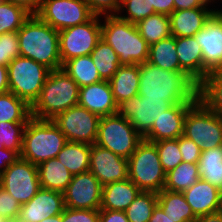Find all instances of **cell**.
Segmentation results:
<instances>
[{
  "label": "cell",
  "mask_w": 222,
  "mask_h": 222,
  "mask_svg": "<svg viewBox=\"0 0 222 222\" xmlns=\"http://www.w3.org/2000/svg\"><path fill=\"white\" fill-rule=\"evenodd\" d=\"M141 99H161L168 103H195L198 84L184 71H168L149 62L139 65Z\"/></svg>",
  "instance_id": "cell-1"
},
{
  "label": "cell",
  "mask_w": 222,
  "mask_h": 222,
  "mask_svg": "<svg viewBox=\"0 0 222 222\" xmlns=\"http://www.w3.org/2000/svg\"><path fill=\"white\" fill-rule=\"evenodd\" d=\"M20 56L45 65L50 70L62 67L59 53V31L31 15L17 31Z\"/></svg>",
  "instance_id": "cell-2"
},
{
  "label": "cell",
  "mask_w": 222,
  "mask_h": 222,
  "mask_svg": "<svg viewBox=\"0 0 222 222\" xmlns=\"http://www.w3.org/2000/svg\"><path fill=\"white\" fill-rule=\"evenodd\" d=\"M102 18L101 39L117 53L121 65L147 62L150 45L141 37L136 24L117 15H103Z\"/></svg>",
  "instance_id": "cell-3"
},
{
  "label": "cell",
  "mask_w": 222,
  "mask_h": 222,
  "mask_svg": "<svg viewBox=\"0 0 222 222\" xmlns=\"http://www.w3.org/2000/svg\"><path fill=\"white\" fill-rule=\"evenodd\" d=\"M79 102L78 84L63 70H51L40 95L31 106V117L52 120Z\"/></svg>",
  "instance_id": "cell-4"
},
{
  "label": "cell",
  "mask_w": 222,
  "mask_h": 222,
  "mask_svg": "<svg viewBox=\"0 0 222 222\" xmlns=\"http://www.w3.org/2000/svg\"><path fill=\"white\" fill-rule=\"evenodd\" d=\"M67 139L52 120L31 117L24 129L20 157L34 165L56 158Z\"/></svg>",
  "instance_id": "cell-5"
},
{
  "label": "cell",
  "mask_w": 222,
  "mask_h": 222,
  "mask_svg": "<svg viewBox=\"0 0 222 222\" xmlns=\"http://www.w3.org/2000/svg\"><path fill=\"white\" fill-rule=\"evenodd\" d=\"M128 178L144 192L164 189L166 172L152 142L143 140L128 158Z\"/></svg>",
  "instance_id": "cell-6"
},
{
  "label": "cell",
  "mask_w": 222,
  "mask_h": 222,
  "mask_svg": "<svg viewBox=\"0 0 222 222\" xmlns=\"http://www.w3.org/2000/svg\"><path fill=\"white\" fill-rule=\"evenodd\" d=\"M7 69L9 92L31 107L38 99L51 70L41 63L22 56L12 60Z\"/></svg>",
  "instance_id": "cell-7"
},
{
  "label": "cell",
  "mask_w": 222,
  "mask_h": 222,
  "mask_svg": "<svg viewBox=\"0 0 222 222\" xmlns=\"http://www.w3.org/2000/svg\"><path fill=\"white\" fill-rule=\"evenodd\" d=\"M143 140L129 120L118 113L100 118L96 145L128 159Z\"/></svg>",
  "instance_id": "cell-8"
},
{
  "label": "cell",
  "mask_w": 222,
  "mask_h": 222,
  "mask_svg": "<svg viewBox=\"0 0 222 222\" xmlns=\"http://www.w3.org/2000/svg\"><path fill=\"white\" fill-rule=\"evenodd\" d=\"M183 135L202 151L222 146V117L198 99L187 111Z\"/></svg>",
  "instance_id": "cell-9"
},
{
  "label": "cell",
  "mask_w": 222,
  "mask_h": 222,
  "mask_svg": "<svg viewBox=\"0 0 222 222\" xmlns=\"http://www.w3.org/2000/svg\"><path fill=\"white\" fill-rule=\"evenodd\" d=\"M101 17L59 31L61 64L71 58L90 55L101 40Z\"/></svg>",
  "instance_id": "cell-10"
},
{
  "label": "cell",
  "mask_w": 222,
  "mask_h": 222,
  "mask_svg": "<svg viewBox=\"0 0 222 222\" xmlns=\"http://www.w3.org/2000/svg\"><path fill=\"white\" fill-rule=\"evenodd\" d=\"M37 16L61 31L89 21L95 14L85 0H43Z\"/></svg>",
  "instance_id": "cell-11"
},
{
  "label": "cell",
  "mask_w": 222,
  "mask_h": 222,
  "mask_svg": "<svg viewBox=\"0 0 222 222\" xmlns=\"http://www.w3.org/2000/svg\"><path fill=\"white\" fill-rule=\"evenodd\" d=\"M100 116L79 105L70 107L52 119L67 141L93 145L98 134Z\"/></svg>",
  "instance_id": "cell-12"
},
{
  "label": "cell",
  "mask_w": 222,
  "mask_h": 222,
  "mask_svg": "<svg viewBox=\"0 0 222 222\" xmlns=\"http://www.w3.org/2000/svg\"><path fill=\"white\" fill-rule=\"evenodd\" d=\"M0 186L21 205L29 202L41 188L37 165L19 157L0 176Z\"/></svg>",
  "instance_id": "cell-13"
},
{
  "label": "cell",
  "mask_w": 222,
  "mask_h": 222,
  "mask_svg": "<svg viewBox=\"0 0 222 222\" xmlns=\"http://www.w3.org/2000/svg\"><path fill=\"white\" fill-rule=\"evenodd\" d=\"M178 103H168L161 99H141L139 95L118 104L117 113L129 120L135 130L144 137L154 122Z\"/></svg>",
  "instance_id": "cell-14"
},
{
  "label": "cell",
  "mask_w": 222,
  "mask_h": 222,
  "mask_svg": "<svg viewBox=\"0 0 222 222\" xmlns=\"http://www.w3.org/2000/svg\"><path fill=\"white\" fill-rule=\"evenodd\" d=\"M202 49V80L222 70V18L215 12L194 35Z\"/></svg>",
  "instance_id": "cell-15"
},
{
  "label": "cell",
  "mask_w": 222,
  "mask_h": 222,
  "mask_svg": "<svg viewBox=\"0 0 222 222\" xmlns=\"http://www.w3.org/2000/svg\"><path fill=\"white\" fill-rule=\"evenodd\" d=\"M102 188L98 179L90 172L72 176L64 194L65 207L71 209H100Z\"/></svg>",
  "instance_id": "cell-16"
},
{
  "label": "cell",
  "mask_w": 222,
  "mask_h": 222,
  "mask_svg": "<svg viewBox=\"0 0 222 222\" xmlns=\"http://www.w3.org/2000/svg\"><path fill=\"white\" fill-rule=\"evenodd\" d=\"M89 171L102 186L128 178V159L96 144L90 145Z\"/></svg>",
  "instance_id": "cell-17"
},
{
  "label": "cell",
  "mask_w": 222,
  "mask_h": 222,
  "mask_svg": "<svg viewBox=\"0 0 222 222\" xmlns=\"http://www.w3.org/2000/svg\"><path fill=\"white\" fill-rule=\"evenodd\" d=\"M64 208L63 193L40 188L29 202L21 205L18 218L24 222H40L62 214Z\"/></svg>",
  "instance_id": "cell-18"
},
{
  "label": "cell",
  "mask_w": 222,
  "mask_h": 222,
  "mask_svg": "<svg viewBox=\"0 0 222 222\" xmlns=\"http://www.w3.org/2000/svg\"><path fill=\"white\" fill-rule=\"evenodd\" d=\"M194 103H178L167 111L162 112L161 116L154 122L150 131L143 137L149 142L161 140L177 139L184 133V120L188 109Z\"/></svg>",
  "instance_id": "cell-19"
},
{
  "label": "cell",
  "mask_w": 222,
  "mask_h": 222,
  "mask_svg": "<svg viewBox=\"0 0 222 222\" xmlns=\"http://www.w3.org/2000/svg\"><path fill=\"white\" fill-rule=\"evenodd\" d=\"M78 105L100 117L115 114L118 110L109 81L106 80L79 88Z\"/></svg>",
  "instance_id": "cell-20"
},
{
  "label": "cell",
  "mask_w": 222,
  "mask_h": 222,
  "mask_svg": "<svg viewBox=\"0 0 222 222\" xmlns=\"http://www.w3.org/2000/svg\"><path fill=\"white\" fill-rule=\"evenodd\" d=\"M183 194L196 217L222 210V191L209 182L199 179Z\"/></svg>",
  "instance_id": "cell-21"
},
{
  "label": "cell",
  "mask_w": 222,
  "mask_h": 222,
  "mask_svg": "<svg viewBox=\"0 0 222 222\" xmlns=\"http://www.w3.org/2000/svg\"><path fill=\"white\" fill-rule=\"evenodd\" d=\"M216 12L210 7H198L173 11L170 17L171 35L175 37L194 36Z\"/></svg>",
  "instance_id": "cell-22"
},
{
  "label": "cell",
  "mask_w": 222,
  "mask_h": 222,
  "mask_svg": "<svg viewBox=\"0 0 222 222\" xmlns=\"http://www.w3.org/2000/svg\"><path fill=\"white\" fill-rule=\"evenodd\" d=\"M140 192L129 178L106 184L102 188L100 209L125 211Z\"/></svg>",
  "instance_id": "cell-23"
},
{
  "label": "cell",
  "mask_w": 222,
  "mask_h": 222,
  "mask_svg": "<svg viewBox=\"0 0 222 222\" xmlns=\"http://www.w3.org/2000/svg\"><path fill=\"white\" fill-rule=\"evenodd\" d=\"M180 68L197 84L202 81V49L194 36L176 37Z\"/></svg>",
  "instance_id": "cell-24"
},
{
  "label": "cell",
  "mask_w": 222,
  "mask_h": 222,
  "mask_svg": "<svg viewBox=\"0 0 222 222\" xmlns=\"http://www.w3.org/2000/svg\"><path fill=\"white\" fill-rule=\"evenodd\" d=\"M139 80L138 64L119 66L117 72L109 80L117 104L138 95Z\"/></svg>",
  "instance_id": "cell-25"
},
{
  "label": "cell",
  "mask_w": 222,
  "mask_h": 222,
  "mask_svg": "<svg viewBox=\"0 0 222 222\" xmlns=\"http://www.w3.org/2000/svg\"><path fill=\"white\" fill-rule=\"evenodd\" d=\"M37 170L41 188L61 193L66 191L73 176L58 158L40 163Z\"/></svg>",
  "instance_id": "cell-26"
},
{
  "label": "cell",
  "mask_w": 222,
  "mask_h": 222,
  "mask_svg": "<svg viewBox=\"0 0 222 222\" xmlns=\"http://www.w3.org/2000/svg\"><path fill=\"white\" fill-rule=\"evenodd\" d=\"M158 196V205L175 222H194L197 218L187 203L183 192L163 189Z\"/></svg>",
  "instance_id": "cell-27"
},
{
  "label": "cell",
  "mask_w": 222,
  "mask_h": 222,
  "mask_svg": "<svg viewBox=\"0 0 222 222\" xmlns=\"http://www.w3.org/2000/svg\"><path fill=\"white\" fill-rule=\"evenodd\" d=\"M56 158L72 175L88 172L90 165V145L68 141Z\"/></svg>",
  "instance_id": "cell-28"
},
{
  "label": "cell",
  "mask_w": 222,
  "mask_h": 222,
  "mask_svg": "<svg viewBox=\"0 0 222 222\" xmlns=\"http://www.w3.org/2000/svg\"><path fill=\"white\" fill-rule=\"evenodd\" d=\"M147 62L168 71H183L177 56L176 37L171 35L151 44Z\"/></svg>",
  "instance_id": "cell-29"
},
{
  "label": "cell",
  "mask_w": 222,
  "mask_h": 222,
  "mask_svg": "<svg viewBox=\"0 0 222 222\" xmlns=\"http://www.w3.org/2000/svg\"><path fill=\"white\" fill-rule=\"evenodd\" d=\"M63 69L79 88L102 81L90 55L74 57L62 64Z\"/></svg>",
  "instance_id": "cell-30"
},
{
  "label": "cell",
  "mask_w": 222,
  "mask_h": 222,
  "mask_svg": "<svg viewBox=\"0 0 222 222\" xmlns=\"http://www.w3.org/2000/svg\"><path fill=\"white\" fill-rule=\"evenodd\" d=\"M200 179L222 191V146L201 152L198 162Z\"/></svg>",
  "instance_id": "cell-31"
},
{
  "label": "cell",
  "mask_w": 222,
  "mask_h": 222,
  "mask_svg": "<svg viewBox=\"0 0 222 222\" xmlns=\"http://www.w3.org/2000/svg\"><path fill=\"white\" fill-rule=\"evenodd\" d=\"M198 99L222 117V70L209 74L198 84Z\"/></svg>",
  "instance_id": "cell-32"
},
{
  "label": "cell",
  "mask_w": 222,
  "mask_h": 222,
  "mask_svg": "<svg viewBox=\"0 0 222 222\" xmlns=\"http://www.w3.org/2000/svg\"><path fill=\"white\" fill-rule=\"evenodd\" d=\"M200 179L198 164L181 162L166 173L164 189L184 192Z\"/></svg>",
  "instance_id": "cell-33"
},
{
  "label": "cell",
  "mask_w": 222,
  "mask_h": 222,
  "mask_svg": "<svg viewBox=\"0 0 222 222\" xmlns=\"http://www.w3.org/2000/svg\"><path fill=\"white\" fill-rule=\"evenodd\" d=\"M136 27L149 45L171 36L170 17L162 13H154L144 18Z\"/></svg>",
  "instance_id": "cell-34"
},
{
  "label": "cell",
  "mask_w": 222,
  "mask_h": 222,
  "mask_svg": "<svg viewBox=\"0 0 222 222\" xmlns=\"http://www.w3.org/2000/svg\"><path fill=\"white\" fill-rule=\"evenodd\" d=\"M90 57L102 80L109 81L121 65L117 53L103 39L97 43Z\"/></svg>",
  "instance_id": "cell-35"
},
{
  "label": "cell",
  "mask_w": 222,
  "mask_h": 222,
  "mask_svg": "<svg viewBox=\"0 0 222 222\" xmlns=\"http://www.w3.org/2000/svg\"><path fill=\"white\" fill-rule=\"evenodd\" d=\"M31 107L12 92L0 94V122H28Z\"/></svg>",
  "instance_id": "cell-36"
},
{
  "label": "cell",
  "mask_w": 222,
  "mask_h": 222,
  "mask_svg": "<svg viewBox=\"0 0 222 222\" xmlns=\"http://www.w3.org/2000/svg\"><path fill=\"white\" fill-rule=\"evenodd\" d=\"M157 204V193L141 191L124 212L129 222H149Z\"/></svg>",
  "instance_id": "cell-37"
},
{
  "label": "cell",
  "mask_w": 222,
  "mask_h": 222,
  "mask_svg": "<svg viewBox=\"0 0 222 222\" xmlns=\"http://www.w3.org/2000/svg\"><path fill=\"white\" fill-rule=\"evenodd\" d=\"M25 9L15 4L1 0L0 1V34L18 31L24 23L30 18Z\"/></svg>",
  "instance_id": "cell-38"
},
{
  "label": "cell",
  "mask_w": 222,
  "mask_h": 222,
  "mask_svg": "<svg viewBox=\"0 0 222 222\" xmlns=\"http://www.w3.org/2000/svg\"><path fill=\"white\" fill-rule=\"evenodd\" d=\"M27 122H0V146L21 155Z\"/></svg>",
  "instance_id": "cell-39"
},
{
  "label": "cell",
  "mask_w": 222,
  "mask_h": 222,
  "mask_svg": "<svg viewBox=\"0 0 222 222\" xmlns=\"http://www.w3.org/2000/svg\"><path fill=\"white\" fill-rule=\"evenodd\" d=\"M152 143L156 146L161 165L166 173L182 162V155L178 146V138Z\"/></svg>",
  "instance_id": "cell-40"
},
{
  "label": "cell",
  "mask_w": 222,
  "mask_h": 222,
  "mask_svg": "<svg viewBox=\"0 0 222 222\" xmlns=\"http://www.w3.org/2000/svg\"><path fill=\"white\" fill-rule=\"evenodd\" d=\"M123 12L125 13L124 15L122 14ZM154 13V9L149 8L145 0H121V6L116 15L122 20L137 24Z\"/></svg>",
  "instance_id": "cell-41"
},
{
  "label": "cell",
  "mask_w": 222,
  "mask_h": 222,
  "mask_svg": "<svg viewBox=\"0 0 222 222\" xmlns=\"http://www.w3.org/2000/svg\"><path fill=\"white\" fill-rule=\"evenodd\" d=\"M19 56L17 31L0 34V65L8 66L12 60Z\"/></svg>",
  "instance_id": "cell-42"
},
{
  "label": "cell",
  "mask_w": 222,
  "mask_h": 222,
  "mask_svg": "<svg viewBox=\"0 0 222 222\" xmlns=\"http://www.w3.org/2000/svg\"><path fill=\"white\" fill-rule=\"evenodd\" d=\"M62 222H99V209H71L65 207Z\"/></svg>",
  "instance_id": "cell-43"
},
{
  "label": "cell",
  "mask_w": 222,
  "mask_h": 222,
  "mask_svg": "<svg viewBox=\"0 0 222 222\" xmlns=\"http://www.w3.org/2000/svg\"><path fill=\"white\" fill-rule=\"evenodd\" d=\"M21 204L0 186V217L9 220L18 218Z\"/></svg>",
  "instance_id": "cell-44"
},
{
  "label": "cell",
  "mask_w": 222,
  "mask_h": 222,
  "mask_svg": "<svg viewBox=\"0 0 222 222\" xmlns=\"http://www.w3.org/2000/svg\"><path fill=\"white\" fill-rule=\"evenodd\" d=\"M178 146L183 162L198 164L202 150L193 140L182 135L178 138Z\"/></svg>",
  "instance_id": "cell-45"
},
{
  "label": "cell",
  "mask_w": 222,
  "mask_h": 222,
  "mask_svg": "<svg viewBox=\"0 0 222 222\" xmlns=\"http://www.w3.org/2000/svg\"><path fill=\"white\" fill-rule=\"evenodd\" d=\"M95 15H116L121 6V0H85Z\"/></svg>",
  "instance_id": "cell-46"
},
{
  "label": "cell",
  "mask_w": 222,
  "mask_h": 222,
  "mask_svg": "<svg viewBox=\"0 0 222 222\" xmlns=\"http://www.w3.org/2000/svg\"><path fill=\"white\" fill-rule=\"evenodd\" d=\"M19 157L20 155L16 151H13L11 149H6L0 146V176Z\"/></svg>",
  "instance_id": "cell-47"
},
{
  "label": "cell",
  "mask_w": 222,
  "mask_h": 222,
  "mask_svg": "<svg viewBox=\"0 0 222 222\" xmlns=\"http://www.w3.org/2000/svg\"><path fill=\"white\" fill-rule=\"evenodd\" d=\"M99 222H129L124 211L99 209Z\"/></svg>",
  "instance_id": "cell-48"
},
{
  "label": "cell",
  "mask_w": 222,
  "mask_h": 222,
  "mask_svg": "<svg viewBox=\"0 0 222 222\" xmlns=\"http://www.w3.org/2000/svg\"><path fill=\"white\" fill-rule=\"evenodd\" d=\"M155 13L170 15L174 11V0H145Z\"/></svg>",
  "instance_id": "cell-49"
},
{
  "label": "cell",
  "mask_w": 222,
  "mask_h": 222,
  "mask_svg": "<svg viewBox=\"0 0 222 222\" xmlns=\"http://www.w3.org/2000/svg\"><path fill=\"white\" fill-rule=\"evenodd\" d=\"M25 9L31 15H37L43 0H5Z\"/></svg>",
  "instance_id": "cell-50"
},
{
  "label": "cell",
  "mask_w": 222,
  "mask_h": 222,
  "mask_svg": "<svg viewBox=\"0 0 222 222\" xmlns=\"http://www.w3.org/2000/svg\"><path fill=\"white\" fill-rule=\"evenodd\" d=\"M198 7H210L205 0H174V11L192 9Z\"/></svg>",
  "instance_id": "cell-51"
},
{
  "label": "cell",
  "mask_w": 222,
  "mask_h": 222,
  "mask_svg": "<svg viewBox=\"0 0 222 222\" xmlns=\"http://www.w3.org/2000/svg\"><path fill=\"white\" fill-rule=\"evenodd\" d=\"M149 222H175L166 213L163 209L157 204L153 210L152 216Z\"/></svg>",
  "instance_id": "cell-52"
},
{
  "label": "cell",
  "mask_w": 222,
  "mask_h": 222,
  "mask_svg": "<svg viewBox=\"0 0 222 222\" xmlns=\"http://www.w3.org/2000/svg\"><path fill=\"white\" fill-rule=\"evenodd\" d=\"M9 92L8 69L7 66L0 65V94Z\"/></svg>",
  "instance_id": "cell-53"
},
{
  "label": "cell",
  "mask_w": 222,
  "mask_h": 222,
  "mask_svg": "<svg viewBox=\"0 0 222 222\" xmlns=\"http://www.w3.org/2000/svg\"><path fill=\"white\" fill-rule=\"evenodd\" d=\"M194 222H222V210L203 216H198Z\"/></svg>",
  "instance_id": "cell-54"
},
{
  "label": "cell",
  "mask_w": 222,
  "mask_h": 222,
  "mask_svg": "<svg viewBox=\"0 0 222 222\" xmlns=\"http://www.w3.org/2000/svg\"><path fill=\"white\" fill-rule=\"evenodd\" d=\"M40 222H62V214H58L56 216L45 218L44 220H42Z\"/></svg>",
  "instance_id": "cell-55"
},
{
  "label": "cell",
  "mask_w": 222,
  "mask_h": 222,
  "mask_svg": "<svg viewBox=\"0 0 222 222\" xmlns=\"http://www.w3.org/2000/svg\"><path fill=\"white\" fill-rule=\"evenodd\" d=\"M8 222H24V221L20 220L19 218H14L12 220H9Z\"/></svg>",
  "instance_id": "cell-56"
},
{
  "label": "cell",
  "mask_w": 222,
  "mask_h": 222,
  "mask_svg": "<svg viewBox=\"0 0 222 222\" xmlns=\"http://www.w3.org/2000/svg\"><path fill=\"white\" fill-rule=\"evenodd\" d=\"M219 8H216V12L221 16L222 18V9L220 8V10H218Z\"/></svg>",
  "instance_id": "cell-57"
},
{
  "label": "cell",
  "mask_w": 222,
  "mask_h": 222,
  "mask_svg": "<svg viewBox=\"0 0 222 222\" xmlns=\"http://www.w3.org/2000/svg\"><path fill=\"white\" fill-rule=\"evenodd\" d=\"M215 1H216V0H205V2L208 3V4H210V5H211V3L213 4Z\"/></svg>",
  "instance_id": "cell-58"
},
{
  "label": "cell",
  "mask_w": 222,
  "mask_h": 222,
  "mask_svg": "<svg viewBox=\"0 0 222 222\" xmlns=\"http://www.w3.org/2000/svg\"><path fill=\"white\" fill-rule=\"evenodd\" d=\"M0 222H8L7 219L0 217Z\"/></svg>",
  "instance_id": "cell-59"
}]
</instances>
